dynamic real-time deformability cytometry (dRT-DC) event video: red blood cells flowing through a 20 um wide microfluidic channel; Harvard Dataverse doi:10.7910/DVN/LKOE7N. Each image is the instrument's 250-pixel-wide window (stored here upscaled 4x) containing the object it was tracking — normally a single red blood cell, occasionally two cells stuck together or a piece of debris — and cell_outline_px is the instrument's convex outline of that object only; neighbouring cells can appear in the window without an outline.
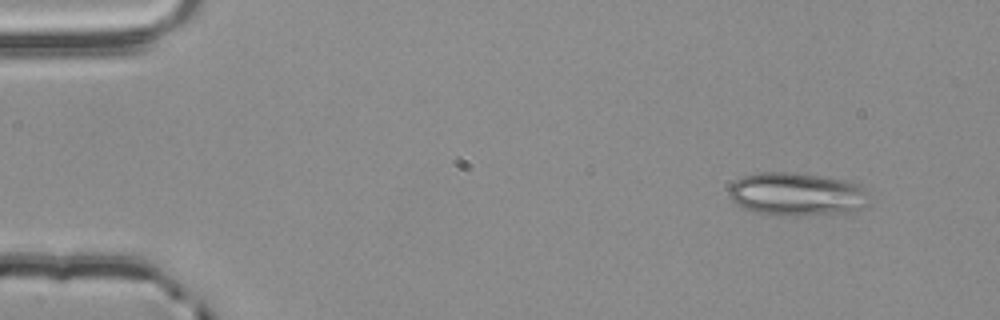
{"species": "common noctule bat (a hibernating species)", "species_latin": "Nyctalus noctula", "temperature_condition": "room temperature", "stored_images_in_passage": 14, "camera_frame_rate_fps": 3000, "um_per_image_px": 0.085, "animal": {"sex": "male", "body_mass_g": 20.4}, "frame": {"image": 1, "passage_image": 3, "time_ms": 0.667, "image_size_px": [1000, 320], "cell_outline_px": [[868, 204], [852, 212], [800, 216], [780, 216], [756, 212], [744, 208], [736, 204], [732, 200], [728, 192], [728, 188], [740, 176], [760, 172], [788, 172], [820, 176], [844, 180], [856, 184], [864, 188]], "centroid_in_image_um": [67.68, 16.52], "position_along_channel_um": 17.3, "area_um2": 35.37}}